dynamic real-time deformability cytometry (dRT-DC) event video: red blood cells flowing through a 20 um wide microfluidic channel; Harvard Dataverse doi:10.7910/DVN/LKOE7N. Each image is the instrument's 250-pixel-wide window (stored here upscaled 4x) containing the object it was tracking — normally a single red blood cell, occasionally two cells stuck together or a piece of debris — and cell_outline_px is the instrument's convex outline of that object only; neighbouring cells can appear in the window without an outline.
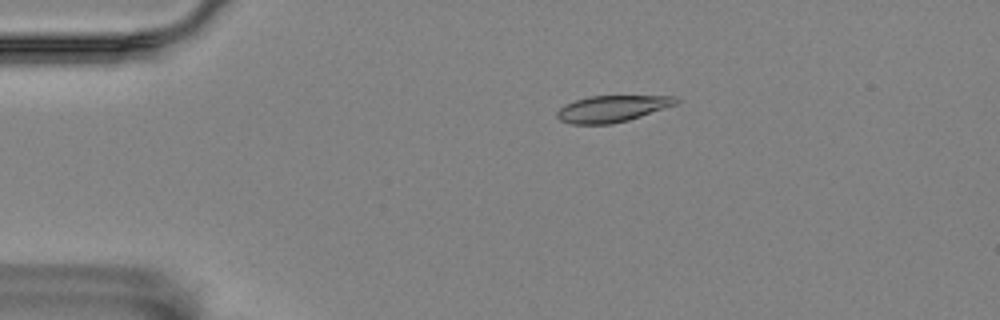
{"species": "Egyptian fruit bat (a non-hibernating species)", "species_latin": "Rousettus aegyptiacus", "temperature_condition": "room temperature", "stored_images_in_passage": 47, "camera_frame_rate_fps": 3000, "um_per_image_px": 0.085, "animal": {"sex": "female"}, "frame": {"image": 1, "passage_image": 1, "time_ms": 0.0, "image_size_px": [1000, 320], "cell_outline_px": [[680, 100], [676, 104], [628, 120], [612, 124], [572, 124], [560, 120], [556, 116], [556, 112], [564, 104], [588, 96], [676, 96]], "centroid_in_image_um": [52.0, 9.24], "position_along_channel_um": 33.0, "area_um2": 18.26}}
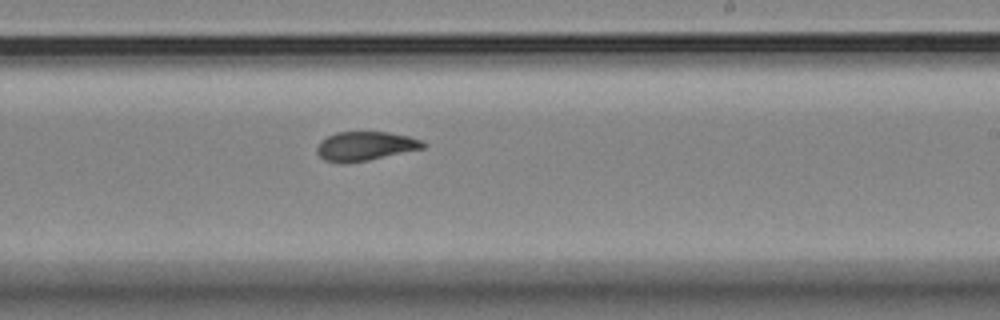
{"frame": {"image": 2, "passage_image": 24, "time_ms": 7.667, "image_size_px": [1000, 320], "cell_outline_px": [[428, 144], [424, 148], [368, 160], [344, 164], [340, 164], [324, 160], [316, 152], [316, 148], [320, 140], [336, 132], [388, 132], [408, 136], [420, 140]], "centroid_in_image_um": [31.01, 12.43], "position_along_channel_um": 258.0, "area_um2": 18.09}}
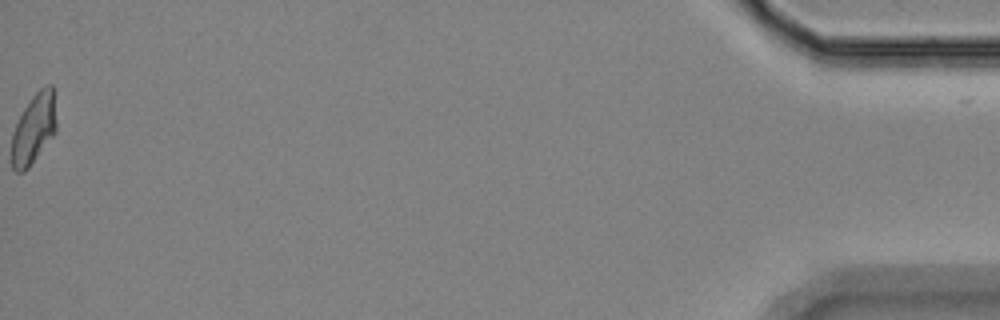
{"frame": {"image": 3, "passage_image": 47, "time_ms": 15.333, "image_size_px": [1000, 320], "cell_outline_px": [[56, 132], [28, 168], [24, 172], [16, 172], [12, 168], [12, 132], [24, 108], [32, 96], [44, 84], [52, 84], [56, 120]], "centroid_in_image_um": [2.87, 10.93], "position_along_channel_um": 432.3, "area_um2": 18.21}, "authors_computed_cell_mechanics": {"area_um2": 18.4382, "velocity_mm_per_s": 3.5109, "shape_relaxation_time_tau1_ms": null, "shape_relaxation_time_tau2_ms": 3.0868, "deformation_change_tau1": null, "deformation_change_tau2": 0.0712}}